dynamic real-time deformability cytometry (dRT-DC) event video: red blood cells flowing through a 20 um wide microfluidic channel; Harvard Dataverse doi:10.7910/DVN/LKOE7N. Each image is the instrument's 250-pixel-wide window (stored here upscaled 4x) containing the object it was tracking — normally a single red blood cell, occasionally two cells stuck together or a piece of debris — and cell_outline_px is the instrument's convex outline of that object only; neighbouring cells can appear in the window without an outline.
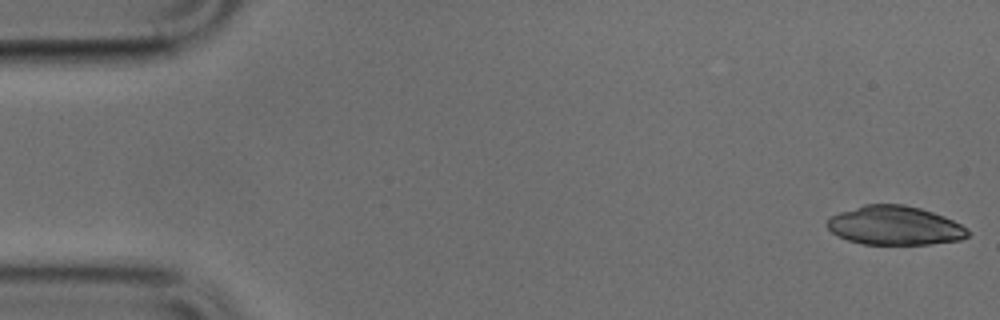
{"species": "common noctule bat (a hibernating species)", "species_latin": "Nyctalus noctula", "temperature_condition": "cold", "stored_images_in_passage": 50, "camera_frame_rate_fps": 3000, "um_per_image_px": 0.085, "animal": {"sex": "male", "body_mass_g": 17.9, "forearm_length_mm": 54.2}, "frame": {"image": 1, "passage_image": 1, "time_ms": 0.0, "image_size_px": [1000, 320], "cell_outline_px": [[972, 232], [968, 236], [960, 240], [928, 244], [864, 244], [848, 240], [832, 232], [828, 228], [828, 220], [832, 216], [840, 212], [864, 204], [904, 204], [920, 208], [944, 216], [968, 228]], "centroid_in_image_um": [76.1, 19.17], "position_along_channel_um": 8.9, "area_um2": 31.79}}